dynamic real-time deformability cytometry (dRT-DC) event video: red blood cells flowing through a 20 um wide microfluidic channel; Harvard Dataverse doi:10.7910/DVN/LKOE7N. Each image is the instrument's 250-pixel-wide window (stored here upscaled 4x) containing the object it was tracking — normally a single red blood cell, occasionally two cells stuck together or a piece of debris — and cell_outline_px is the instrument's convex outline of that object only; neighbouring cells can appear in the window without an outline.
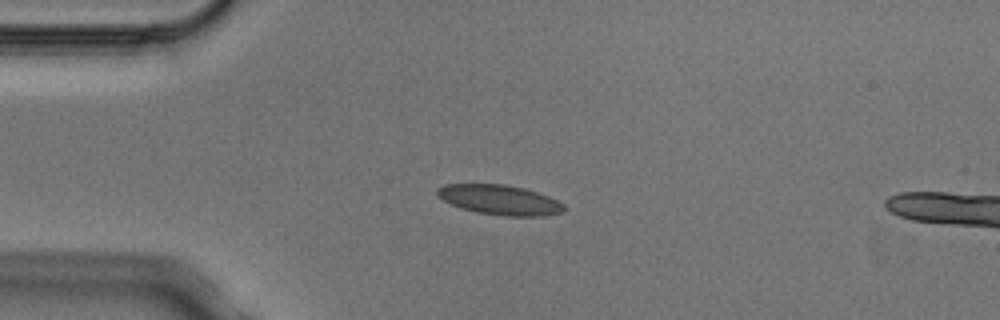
{"species": "Egyptian fruit bat (a non-hibernating species)", "species_latin": "Rousettus aegyptiacus", "temperature_condition": "cold", "stored_images_in_passage": 4, "camera_frame_rate_fps": 3000, "um_per_image_px": 0.085, "animal": {"sex": "male"}, "frame": {"image": 1, "passage_image": 3, "time_ms": 0.667, "image_size_px": [1000, 320], "cell_outline_px": [[564, 212], [540, 216], [504, 216], [476, 212], [460, 208], [436, 196], [436, 188], [444, 184], [504, 184], [524, 188], [548, 196], [564, 204]], "centroid_in_image_um": [42.44, 16.98], "position_along_channel_um": 42.6, "area_um2": 22.08}}